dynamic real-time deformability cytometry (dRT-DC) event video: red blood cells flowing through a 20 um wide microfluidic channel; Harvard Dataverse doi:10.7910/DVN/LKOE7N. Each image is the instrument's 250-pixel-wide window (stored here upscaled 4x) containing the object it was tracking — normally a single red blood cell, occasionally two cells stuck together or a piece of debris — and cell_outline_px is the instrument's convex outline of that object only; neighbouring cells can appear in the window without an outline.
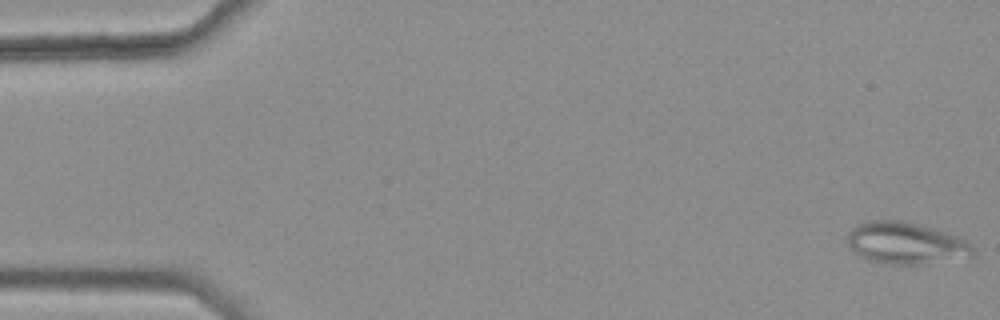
{"species": "common noctule bat (a hibernating species)", "species_latin": "Nyctalus noctula", "temperature_condition": "warm", "stored_images_in_passage": 45, "camera_frame_rate_fps": 3000, "um_per_image_px": 0.085, "animal": {"sex": "female", "body_mass_g": 25.1}, "frame": {"image": 1, "passage_image": 1, "time_ms": 0.0, "image_size_px": [1000, 320], "cell_outline_px": [[976, 256], [924, 264], [888, 264], [868, 260], [860, 256], [848, 244], [848, 232], [856, 224], [872, 220], [900, 220], [916, 224], [944, 232], [968, 240], [976, 252]], "centroid_in_image_um": [77.02, 20.68], "position_along_channel_um": 8.0, "area_um2": 30.52}}
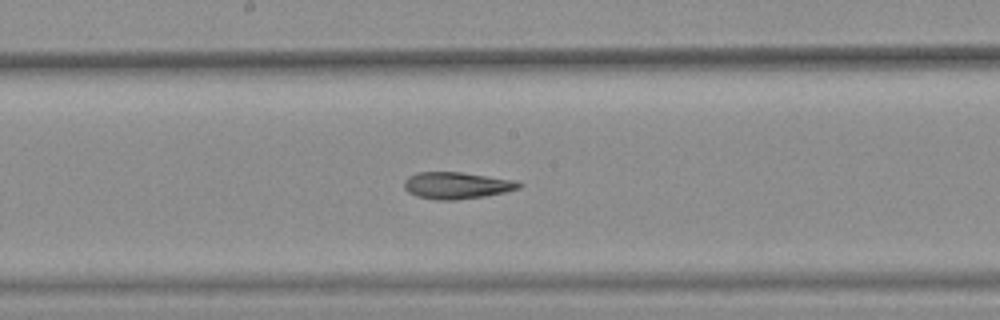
{"frame": {"image": 2, "passage_image": 28, "time_ms": 9.0, "image_size_px": [1000, 320], "cell_outline_px": [[524, 184], [520, 188], [504, 192], [484, 196], [456, 200], [436, 200], [416, 196], [408, 192], [404, 188], [404, 180], [408, 176], [416, 172], [460, 172], [516, 180]], "centroid_in_image_um": [38.81, 15.76], "position_along_channel_um": 209.4, "area_um2": 18.03}}
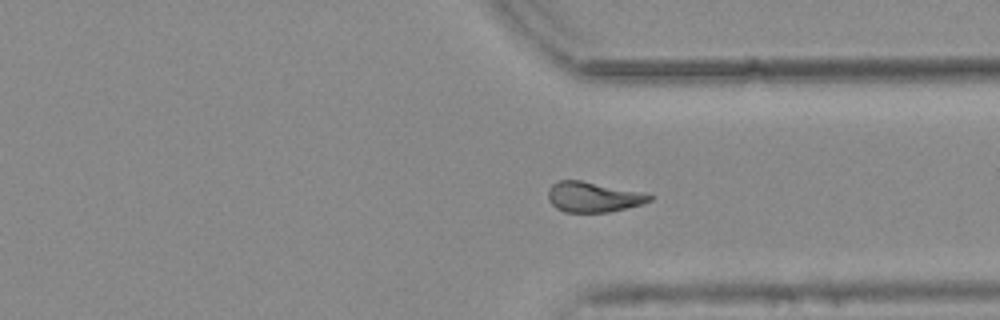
{"frame": {"image": 3, "passage_image": 40, "time_ms": 13.0, "image_size_px": [1000, 320], "cell_outline_px": [[652, 200], [640, 204], [608, 212], [564, 212], [556, 208], [548, 200], [548, 192], [552, 184], [560, 180], [580, 180], [652, 196]], "centroid_in_image_um": [50.31, 16.76], "position_along_channel_um": 361.1, "area_um2": 17.17}, "authors_computed_cell_mechanics": {"area_um2": 18.6694, "velocity_mm_per_s": 3.7777, "shape_relaxation_time_tau1_ms": null, "shape_relaxation_time_tau2_ms": 3.3506, "deformation_change_tau1": null, "deformation_change_tau2": 0.1024}}